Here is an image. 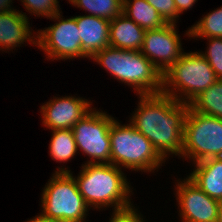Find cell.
<instances>
[{"mask_svg":"<svg viewBox=\"0 0 222 222\" xmlns=\"http://www.w3.org/2000/svg\"><path fill=\"white\" fill-rule=\"evenodd\" d=\"M209 47L205 53H201L208 61L211 68L214 70L217 79H222V38L211 37Z\"/></svg>","mask_w":222,"mask_h":222,"instance_id":"22","label":"cell"},{"mask_svg":"<svg viewBox=\"0 0 222 222\" xmlns=\"http://www.w3.org/2000/svg\"><path fill=\"white\" fill-rule=\"evenodd\" d=\"M139 96L130 124L152 143L164 160L170 153L180 156L189 104L162 92Z\"/></svg>","mask_w":222,"mask_h":222,"instance_id":"1","label":"cell"},{"mask_svg":"<svg viewBox=\"0 0 222 222\" xmlns=\"http://www.w3.org/2000/svg\"><path fill=\"white\" fill-rule=\"evenodd\" d=\"M180 182L176 185V199L181 222H217L220 202L209 197L189 177Z\"/></svg>","mask_w":222,"mask_h":222,"instance_id":"11","label":"cell"},{"mask_svg":"<svg viewBox=\"0 0 222 222\" xmlns=\"http://www.w3.org/2000/svg\"><path fill=\"white\" fill-rule=\"evenodd\" d=\"M167 23H177V9L174 0H146Z\"/></svg>","mask_w":222,"mask_h":222,"instance_id":"24","label":"cell"},{"mask_svg":"<svg viewBox=\"0 0 222 222\" xmlns=\"http://www.w3.org/2000/svg\"><path fill=\"white\" fill-rule=\"evenodd\" d=\"M110 222H144L142 216L136 213V209L130 204L126 207L114 209Z\"/></svg>","mask_w":222,"mask_h":222,"instance_id":"25","label":"cell"},{"mask_svg":"<svg viewBox=\"0 0 222 222\" xmlns=\"http://www.w3.org/2000/svg\"><path fill=\"white\" fill-rule=\"evenodd\" d=\"M113 121L114 118L105 112L92 109L72 128L77 151L81 149L93 158L87 163H111L110 127Z\"/></svg>","mask_w":222,"mask_h":222,"instance_id":"8","label":"cell"},{"mask_svg":"<svg viewBox=\"0 0 222 222\" xmlns=\"http://www.w3.org/2000/svg\"><path fill=\"white\" fill-rule=\"evenodd\" d=\"M26 222H65V221L47 218V217H44L43 215L40 214V215H38V216L34 217L33 219L28 220Z\"/></svg>","mask_w":222,"mask_h":222,"instance_id":"27","label":"cell"},{"mask_svg":"<svg viewBox=\"0 0 222 222\" xmlns=\"http://www.w3.org/2000/svg\"><path fill=\"white\" fill-rule=\"evenodd\" d=\"M121 168L111 163H85L75 180L86 204L101 208L115 206L114 209L131 204L130 186Z\"/></svg>","mask_w":222,"mask_h":222,"instance_id":"2","label":"cell"},{"mask_svg":"<svg viewBox=\"0 0 222 222\" xmlns=\"http://www.w3.org/2000/svg\"><path fill=\"white\" fill-rule=\"evenodd\" d=\"M111 164L130 170L151 172L165 160L152 143L130 123L121 125L114 120L110 127Z\"/></svg>","mask_w":222,"mask_h":222,"instance_id":"5","label":"cell"},{"mask_svg":"<svg viewBox=\"0 0 222 222\" xmlns=\"http://www.w3.org/2000/svg\"><path fill=\"white\" fill-rule=\"evenodd\" d=\"M175 23L146 30L140 52L164 74L184 54Z\"/></svg>","mask_w":222,"mask_h":222,"instance_id":"10","label":"cell"},{"mask_svg":"<svg viewBox=\"0 0 222 222\" xmlns=\"http://www.w3.org/2000/svg\"><path fill=\"white\" fill-rule=\"evenodd\" d=\"M61 12L51 17L58 20L54 25L39 30L37 36V46L41 48L48 58L57 59H72L88 57L81 46V39L79 37V29L75 17L63 19ZM61 20H60V19Z\"/></svg>","mask_w":222,"mask_h":222,"instance_id":"9","label":"cell"},{"mask_svg":"<svg viewBox=\"0 0 222 222\" xmlns=\"http://www.w3.org/2000/svg\"><path fill=\"white\" fill-rule=\"evenodd\" d=\"M42 193L44 217L65 222H83L88 205L79 192L75 177L68 168H58Z\"/></svg>","mask_w":222,"mask_h":222,"instance_id":"6","label":"cell"},{"mask_svg":"<svg viewBox=\"0 0 222 222\" xmlns=\"http://www.w3.org/2000/svg\"><path fill=\"white\" fill-rule=\"evenodd\" d=\"M24 7L33 15H42L48 18L59 13L58 0H21Z\"/></svg>","mask_w":222,"mask_h":222,"instance_id":"23","label":"cell"},{"mask_svg":"<svg viewBox=\"0 0 222 222\" xmlns=\"http://www.w3.org/2000/svg\"><path fill=\"white\" fill-rule=\"evenodd\" d=\"M181 156H189L193 163L222 157V119L193 111L189 107Z\"/></svg>","mask_w":222,"mask_h":222,"instance_id":"7","label":"cell"},{"mask_svg":"<svg viewBox=\"0 0 222 222\" xmlns=\"http://www.w3.org/2000/svg\"><path fill=\"white\" fill-rule=\"evenodd\" d=\"M49 144L50 155L57 162H67L76 155L77 147L72 129L53 130Z\"/></svg>","mask_w":222,"mask_h":222,"instance_id":"19","label":"cell"},{"mask_svg":"<svg viewBox=\"0 0 222 222\" xmlns=\"http://www.w3.org/2000/svg\"><path fill=\"white\" fill-rule=\"evenodd\" d=\"M188 176L209 197L222 201V157H212L195 163Z\"/></svg>","mask_w":222,"mask_h":222,"instance_id":"16","label":"cell"},{"mask_svg":"<svg viewBox=\"0 0 222 222\" xmlns=\"http://www.w3.org/2000/svg\"><path fill=\"white\" fill-rule=\"evenodd\" d=\"M81 39L82 51L92 58L97 52L110 46V21L93 15L75 16Z\"/></svg>","mask_w":222,"mask_h":222,"instance_id":"13","label":"cell"},{"mask_svg":"<svg viewBox=\"0 0 222 222\" xmlns=\"http://www.w3.org/2000/svg\"><path fill=\"white\" fill-rule=\"evenodd\" d=\"M91 102L79 97H57L41 106L44 126L53 130L72 129L92 110ZM91 108V109H90Z\"/></svg>","mask_w":222,"mask_h":222,"instance_id":"12","label":"cell"},{"mask_svg":"<svg viewBox=\"0 0 222 222\" xmlns=\"http://www.w3.org/2000/svg\"><path fill=\"white\" fill-rule=\"evenodd\" d=\"M146 30L121 13L110 21L109 44L123 50L140 51Z\"/></svg>","mask_w":222,"mask_h":222,"instance_id":"15","label":"cell"},{"mask_svg":"<svg viewBox=\"0 0 222 222\" xmlns=\"http://www.w3.org/2000/svg\"><path fill=\"white\" fill-rule=\"evenodd\" d=\"M189 106L193 111L222 119V79L201 92Z\"/></svg>","mask_w":222,"mask_h":222,"instance_id":"18","label":"cell"},{"mask_svg":"<svg viewBox=\"0 0 222 222\" xmlns=\"http://www.w3.org/2000/svg\"><path fill=\"white\" fill-rule=\"evenodd\" d=\"M175 1V6L177 9V18L181 13L184 12V10L190 9L197 0H174Z\"/></svg>","mask_w":222,"mask_h":222,"instance_id":"26","label":"cell"},{"mask_svg":"<svg viewBox=\"0 0 222 222\" xmlns=\"http://www.w3.org/2000/svg\"><path fill=\"white\" fill-rule=\"evenodd\" d=\"M72 5L89 11V15L109 21L123 13V0H70Z\"/></svg>","mask_w":222,"mask_h":222,"instance_id":"20","label":"cell"},{"mask_svg":"<svg viewBox=\"0 0 222 222\" xmlns=\"http://www.w3.org/2000/svg\"><path fill=\"white\" fill-rule=\"evenodd\" d=\"M123 14L144 30L157 29L167 24L146 0H123Z\"/></svg>","mask_w":222,"mask_h":222,"instance_id":"17","label":"cell"},{"mask_svg":"<svg viewBox=\"0 0 222 222\" xmlns=\"http://www.w3.org/2000/svg\"><path fill=\"white\" fill-rule=\"evenodd\" d=\"M25 14L22 11H16V9L0 13V50L14 49L26 41L37 45V38L35 41L31 39L34 37H31V27Z\"/></svg>","mask_w":222,"mask_h":222,"instance_id":"14","label":"cell"},{"mask_svg":"<svg viewBox=\"0 0 222 222\" xmlns=\"http://www.w3.org/2000/svg\"><path fill=\"white\" fill-rule=\"evenodd\" d=\"M217 80L214 70L201 52H184L179 60L162 74V93L189 104ZM176 89L181 93H176Z\"/></svg>","mask_w":222,"mask_h":222,"instance_id":"4","label":"cell"},{"mask_svg":"<svg viewBox=\"0 0 222 222\" xmlns=\"http://www.w3.org/2000/svg\"><path fill=\"white\" fill-rule=\"evenodd\" d=\"M12 0H0V13L2 12H10L14 9L10 6Z\"/></svg>","mask_w":222,"mask_h":222,"instance_id":"28","label":"cell"},{"mask_svg":"<svg viewBox=\"0 0 222 222\" xmlns=\"http://www.w3.org/2000/svg\"><path fill=\"white\" fill-rule=\"evenodd\" d=\"M217 222H222V201L220 202L219 209H218V219Z\"/></svg>","mask_w":222,"mask_h":222,"instance_id":"29","label":"cell"},{"mask_svg":"<svg viewBox=\"0 0 222 222\" xmlns=\"http://www.w3.org/2000/svg\"><path fill=\"white\" fill-rule=\"evenodd\" d=\"M186 34L192 38H222V7L207 13L197 24L189 28Z\"/></svg>","mask_w":222,"mask_h":222,"instance_id":"21","label":"cell"},{"mask_svg":"<svg viewBox=\"0 0 222 222\" xmlns=\"http://www.w3.org/2000/svg\"><path fill=\"white\" fill-rule=\"evenodd\" d=\"M91 59L106 68L115 79L134 86L139 95L162 92V73L140 51L108 46Z\"/></svg>","mask_w":222,"mask_h":222,"instance_id":"3","label":"cell"}]
</instances>
